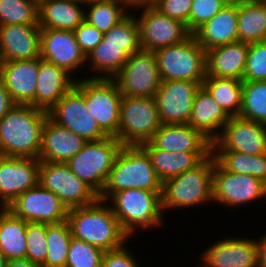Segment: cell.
<instances>
[{
	"instance_id": "50",
	"label": "cell",
	"mask_w": 266,
	"mask_h": 267,
	"mask_svg": "<svg viewBox=\"0 0 266 267\" xmlns=\"http://www.w3.org/2000/svg\"><path fill=\"white\" fill-rule=\"evenodd\" d=\"M5 267H41L27 259L8 260Z\"/></svg>"
},
{
	"instance_id": "26",
	"label": "cell",
	"mask_w": 266,
	"mask_h": 267,
	"mask_svg": "<svg viewBox=\"0 0 266 267\" xmlns=\"http://www.w3.org/2000/svg\"><path fill=\"white\" fill-rule=\"evenodd\" d=\"M249 44L234 42L206 51V77L235 78L243 81Z\"/></svg>"
},
{
	"instance_id": "48",
	"label": "cell",
	"mask_w": 266,
	"mask_h": 267,
	"mask_svg": "<svg viewBox=\"0 0 266 267\" xmlns=\"http://www.w3.org/2000/svg\"><path fill=\"white\" fill-rule=\"evenodd\" d=\"M16 105L0 79V120Z\"/></svg>"
},
{
	"instance_id": "53",
	"label": "cell",
	"mask_w": 266,
	"mask_h": 267,
	"mask_svg": "<svg viewBox=\"0 0 266 267\" xmlns=\"http://www.w3.org/2000/svg\"><path fill=\"white\" fill-rule=\"evenodd\" d=\"M7 261L6 255L0 250V265H6Z\"/></svg>"
},
{
	"instance_id": "28",
	"label": "cell",
	"mask_w": 266,
	"mask_h": 267,
	"mask_svg": "<svg viewBox=\"0 0 266 267\" xmlns=\"http://www.w3.org/2000/svg\"><path fill=\"white\" fill-rule=\"evenodd\" d=\"M85 4L72 0H38L41 29L74 31L84 20Z\"/></svg>"
},
{
	"instance_id": "7",
	"label": "cell",
	"mask_w": 266,
	"mask_h": 267,
	"mask_svg": "<svg viewBox=\"0 0 266 267\" xmlns=\"http://www.w3.org/2000/svg\"><path fill=\"white\" fill-rule=\"evenodd\" d=\"M122 147V143L116 137L108 136L101 140L87 141L66 164L99 196Z\"/></svg>"
},
{
	"instance_id": "41",
	"label": "cell",
	"mask_w": 266,
	"mask_h": 267,
	"mask_svg": "<svg viewBox=\"0 0 266 267\" xmlns=\"http://www.w3.org/2000/svg\"><path fill=\"white\" fill-rule=\"evenodd\" d=\"M104 253V250L72 237L66 267H101Z\"/></svg>"
},
{
	"instance_id": "17",
	"label": "cell",
	"mask_w": 266,
	"mask_h": 267,
	"mask_svg": "<svg viewBox=\"0 0 266 267\" xmlns=\"http://www.w3.org/2000/svg\"><path fill=\"white\" fill-rule=\"evenodd\" d=\"M203 82L162 81L154 98L162 124H187L196 92Z\"/></svg>"
},
{
	"instance_id": "5",
	"label": "cell",
	"mask_w": 266,
	"mask_h": 267,
	"mask_svg": "<svg viewBox=\"0 0 266 267\" xmlns=\"http://www.w3.org/2000/svg\"><path fill=\"white\" fill-rule=\"evenodd\" d=\"M215 158L211 153L193 169L185 171L162 184V210L196 208L212 200V174ZM203 203V204H202Z\"/></svg>"
},
{
	"instance_id": "9",
	"label": "cell",
	"mask_w": 266,
	"mask_h": 267,
	"mask_svg": "<svg viewBox=\"0 0 266 267\" xmlns=\"http://www.w3.org/2000/svg\"><path fill=\"white\" fill-rule=\"evenodd\" d=\"M161 125L154 97H122L118 140L123 146L149 142Z\"/></svg>"
},
{
	"instance_id": "29",
	"label": "cell",
	"mask_w": 266,
	"mask_h": 267,
	"mask_svg": "<svg viewBox=\"0 0 266 267\" xmlns=\"http://www.w3.org/2000/svg\"><path fill=\"white\" fill-rule=\"evenodd\" d=\"M238 6L226 5L193 35L207 51L238 41Z\"/></svg>"
},
{
	"instance_id": "18",
	"label": "cell",
	"mask_w": 266,
	"mask_h": 267,
	"mask_svg": "<svg viewBox=\"0 0 266 267\" xmlns=\"http://www.w3.org/2000/svg\"><path fill=\"white\" fill-rule=\"evenodd\" d=\"M40 160L0 155V209L39 184Z\"/></svg>"
},
{
	"instance_id": "44",
	"label": "cell",
	"mask_w": 266,
	"mask_h": 267,
	"mask_svg": "<svg viewBox=\"0 0 266 267\" xmlns=\"http://www.w3.org/2000/svg\"><path fill=\"white\" fill-rule=\"evenodd\" d=\"M225 6L222 0H193L189 15V32L193 35Z\"/></svg>"
},
{
	"instance_id": "23",
	"label": "cell",
	"mask_w": 266,
	"mask_h": 267,
	"mask_svg": "<svg viewBox=\"0 0 266 267\" xmlns=\"http://www.w3.org/2000/svg\"><path fill=\"white\" fill-rule=\"evenodd\" d=\"M39 58L0 62V79L16 104H29L35 98Z\"/></svg>"
},
{
	"instance_id": "24",
	"label": "cell",
	"mask_w": 266,
	"mask_h": 267,
	"mask_svg": "<svg viewBox=\"0 0 266 267\" xmlns=\"http://www.w3.org/2000/svg\"><path fill=\"white\" fill-rule=\"evenodd\" d=\"M86 140L47 117L42 131V145L38 159L66 163L86 144Z\"/></svg>"
},
{
	"instance_id": "2",
	"label": "cell",
	"mask_w": 266,
	"mask_h": 267,
	"mask_svg": "<svg viewBox=\"0 0 266 267\" xmlns=\"http://www.w3.org/2000/svg\"><path fill=\"white\" fill-rule=\"evenodd\" d=\"M67 222L72 237L104 251H112L129 242L111 207L104 200L68 209Z\"/></svg>"
},
{
	"instance_id": "37",
	"label": "cell",
	"mask_w": 266,
	"mask_h": 267,
	"mask_svg": "<svg viewBox=\"0 0 266 267\" xmlns=\"http://www.w3.org/2000/svg\"><path fill=\"white\" fill-rule=\"evenodd\" d=\"M72 234L67 220L47 224V256L41 267H66Z\"/></svg>"
},
{
	"instance_id": "6",
	"label": "cell",
	"mask_w": 266,
	"mask_h": 267,
	"mask_svg": "<svg viewBox=\"0 0 266 267\" xmlns=\"http://www.w3.org/2000/svg\"><path fill=\"white\" fill-rule=\"evenodd\" d=\"M162 81L203 82L207 75L206 50L194 35L184 42L154 52Z\"/></svg>"
},
{
	"instance_id": "20",
	"label": "cell",
	"mask_w": 266,
	"mask_h": 267,
	"mask_svg": "<svg viewBox=\"0 0 266 267\" xmlns=\"http://www.w3.org/2000/svg\"><path fill=\"white\" fill-rule=\"evenodd\" d=\"M40 45V57L43 60L65 69L72 76L77 69L80 72L79 68L87 66L86 56L73 31L41 29Z\"/></svg>"
},
{
	"instance_id": "16",
	"label": "cell",
	"mask_w": 266,
	"mask_h": 267,
	"mask_svg": "<svg viewBox=\"0 0 266 267\" xmlns=\"http://www.w3.org/2000/svg\"><path fill=\"white\" fill-rule=\"evenodd\" d=\"M212 151H237L249 155L266 153V125L240 116L230 117L212 142Z\"/></svg>"
},
{
	"instance_id": "52",
	"label": "cell",
	"mask_w": 266,
	"mask_h": 267,
	"mask_svg": "<svg viewBox=\"0 0 266 267\" xmlns=\"http://www.w3.org/2000/svg\"><path fill=\"white\" fill-rule=\"evenodd\" d=\"M225 5L229 6H240L241 4L245 3L248 0H222Z\"/></svg>"
},
{
	"instance_id": "43",
	"label": "cell",
	"mask_w": 266,
	"mask_h": 267,
	"mask_svg": "<svg viewBox=\"0 0 266 267\" xmlns=\"http://www.w3.org/2000/svg\"><path fill=\"white\" fill-rule=\"evenodd\" d=\"M243 81H266V41L249 44Z\"/></svg>"
},
{
	"instance_id": "31",
	"label": "cell",
	"mask_w": 266,
	"mask_h": 267,
	"mask_svg": "<svg viewBox=\"0 0 266 267\" xmlns=\"http://www.w3.org/2000/svg\"><path fill=\"white\" fill-rule=\"evenodd\" d=\"M238 41H266V0H248L238 6Z\"/></svg>"
},
{
	"instance_id": "46",
	"label": "cell",
	"mask_w": 266,
	"mask_h": 267,
	"mask_svg": "<svg viewBox=\"0 0 266 267\" xmlns=\"http://www.w3.org/2000/svg\"><path fill=\"white\" fill-rule=\"evenodd\" d=\"M73 32L85 56L103 40V33L85 20Z\"/></svg>"
},
{
	"instance_id": "10",
	"label": "cell",
	"mask_w": 266,
	"mask_h": 267,
	"mask_svg": "<svg viewBox=\"0 0 266 267\" xmlns=\"http://www.w3.org/2000/svg\"><path fill=\"white\" fill-rule=\"evenodd\" d=\"M265 198L266 182L247 174L226 171L215 160L212 174L213 202L235 209Z\"/></svg>"
},
{
	"instance_id": "36",
	"label": "cell",
	"mask_w": 266,
	"mask_h": 267,
	"mask_svg": "<svg viewBox=\"0 0 266 267\" xmlns=\"http://www.w3.org/2000/svg\"><path fill=\"white\" fill-rule=\"evenodd\" d=\"M212 154L224 170L247 174L266 182V153L249 155L237 151H212Z\"/></svg>"
},
{
	"instance_id": "35",
	"label": "cell",
	"mask_w": 266,
	"mask_h": 267,
	"mask_svg": "<svg viewBox=\"0 0 266 267\" xmlns=\"http://www.w3.org/2000/svg\"><path fill=\"white\" fill-rule=\"evenodd\" d=\"M85 7V21L102 33L108 32L130 13V8L118 0H92Z\"/></svg>"
},
{
	"instance_id": "34",
	"label": "cell",
	"mask_w": 266,
	"mask_h": 267,
	"mask_svg": "<svg viewBox=\"0 0 266 267\" xmlns=\"http://www.w3.org/2000/svg\"><path fill=\"white\" fill-rule=\"evenodd\" d=\"M202 85L229 117L239 116L242 108V81L235 78L206 77Z\"/></svg>"
},
{
	"instance_id": "40",
	"label": "cell",
	"mask_w": 266,
	"mask_h": 267,
	"mask_svg": "<svg viewBox=\"0 0 266 267\" xmlns=\"http://www.w3.org/2000/svg\"><path fill=\"white\" fill-rule=\"evenodd\" d=\"M38 24V0H0V25Z\"/></svg>"
},
{
	"instance_id": "1",
	"label": "cell",
	"mask_w": 266,
	"mask_h": 267,
	"mask_svg": "<svg viewBox=\"0 0 266 267\" xmlns=\"http://www.w3.org/2000/svg\"><path fill=\"white\" fill-rule=\"evenodd\" d=\"M48 112L29 104H16L0 120V155L37 158Z\"/></svg>"
},
{
	"instance_id": "19",
	"label": "cell",
	"mask_w": 266,
	"mask_h": 267,
	"mask_svg": "<svg viewBox=\"0 0 266 267\" xmlns=\"http://www.w3.org/2000/svg\"><path fill=\"white\" fill-rule=\"evenodd\" d=\"M199 255L196 267H258L257 238H221Z\"/></svg>"
},
{
	"instance_id": "21",
	"label": "cell",
	"mask_w": 266,
	"mask_h": 267,
	"mask_svg": "<svg viewBox=\"0 0 266 267\" xmlns=\"http://www.w3.org/2000/svg\"><path fill=\"white\" fill-rule=\"evenodd\" d=\"M40 40L38 24L0 25V62L39 58Z\"/></svg>"
},
{
	"instance_id": "38",
	"label": "cell",
	"mask_w": 266,
	"mask_h": 267,
	"mask_svg": "<svg viewBox=\"0 0 266 267\" xmlns=\"http://www.w3.org/2000/svg\"><path fill=\"white\" fill-rule=\"evenodd\" d=\"M131 12L108 32L103 33V41L107 45L120 47L129 57L141 50L139 25L134 10Z\"/></svg>"
},
{
	"instance_id": "32",
	"label": "cell",
	"mask_w": 266,
	"mask_h": 267,
	"mask_svg": "<svg viewBox=\"0 0 266 267\" xmlns=\"http://www.w3.org/2000/svg\"><path fill=\"white\" fill-rule=\"evenodd\" d=\"M27 222L7 208L0 209V250L8 260L26 259Z\"/></svg>"
},
{
	"instance_id": "4",
	"label": "cell",
	"mask_w": 266,
	"mask_h": 267,
	"mask_svg": "<svg viewBox=\"0 0 266 267\" xmlns=\"http://www.w3.org/2000/svg\"><path fill=\"white\" fill-rule=\"evenodd\" d=\"M162 184L141 146H123L98 198L107 201L114 193L130 188L162 192Z\"/></svg>"
},
{
	"instance_id": "33",
	"label": "cell",
	"mask_w": 266,
	"mask_h": 267,
	"mask_svg": "<svg viewBox=\"0 0 266 267\" xmlns=\"http://www.w3.org/2000/svg\"><path fill=\"white\" fill-rule=\"evenodd\" d=\"M129 56L120 47L101 41L87 56L86 64L94 75L88 78L113 79L124 67Z\"/></svg>"
},
{
	"instance_id": "27",
	"label": "cell",
	"mask_w": 266,
	"mask_h": 267,
	"mask_svg": "<svg viewBox=\"0 0 266 267\" xmlns=\"http://www.w3.org/2000/svg\"><path fill=\"white\" fill-rule=\"evenodd\" d=\"M229 118L208 90L201 85L196 92L191 116L187 124L193 129L199 130L213 142L219 136Z\"/></svg>"
},
{
	"instance_id": "11",
	"label": "cell",
	"mask_w": 266,
	"mask_h": 267,
	"mask_svg": "<svg viewBox=\"0 0 266 267\" xmlns=\"http://www.w3.org/2000/svg\"><path fill=\"white\" fill-rule=\"evenodd\" d=\"M39 184L55 194L68 209L87 206L99 199L66 163L40 161Z\"/></svg>"
},
{
	"instance_id": "47",
	"label": "cell",
	"mask_w": 266,
	"mask_h": 267,
	"mask_svg": "<svg viewBox=\"0 0 266 267\" xmlns=\"http://www.w3.org/2000/svg\"><path fill=\"white\" fill-rule=\"evenodd\" d=\"M126 244L116 250L105 251L101 267H140Z\"/></svg>"
},
{
	"instance_id": "3",
	"label": "cell",
	"mask_w": 266,
	"mask_h": 267,
	"mask_svg": "<svg viewBox=\"0 0 266 267\" xmlns=\"http://www.w3.org/2000/svg\"><path fill=\"white\" fill-rule=\"evenodd\" d=\"M161 195L162 192L130 188L114 193L106 201L110 202L109 206L129 241L137 235V230L159 228L164 224Z\"/></svg>"
},
{
	"instance_id": "54",
	"label": "cell",
	"mask_w": 266,
	"mask_h": 267,
	"mask_svg": "<svg viewBox=\"0 0 266 267\" xmlns=\"http://www.w3.org/2000/svg\"><path fill=\"white\" fill-rule=\"evenodd\" d=\"M72 1H76V2H80L82 4H88L89 2H91L92 0H72Z\"/></svg>"
},
{
	"instance_id": "8",
	"label": "cell",
	"mask_w": 266,
	"mask_h": 267,
	"mask_svg": "<svg viewBox=\"0 0 266 267\" xmlns=\"http://www.w3.org/2000/svg\"><path fill=\"white\" fill-rule=\"evenodd\" d=\"M75 86L83 93L88 113L109 137L118 139L122 95L113 79H76Z\"/></svg>"
},
{
	"instance_id": "22",
	"label": "cell",
	"mask_w": 266,
	"mask_h": 267,
	"mask_svg": "<svg viewBox=\"0 0 266 267\" xmlns=\"http://www.w3.org/2000/svg\"><path fill=\"white\" fill-rule=\"evenodd\" d=\"M74 77L65 69L39 57L35 98L29 105L49 112L75 86L77 78Z\"/></svg>"
},
{
	"instance_id": "51",
	"label": "cell",
	"mask_w": 266,
	"mask_h": 267,
	"mask_svg": "<svg viewBox=\"0 0 266 267\" xmlns=\"http://www.w3.org/2000/svg\"><path fill=\"white\" fill-rule=\"evenodd\" d=\"M118 1L125 3L130 8V10L151 3V0H118Z\"/></svg>"
},
{
	"instance_id": "25",
	"label": "cell",
	"mask_w": 266,
	"mask_h": 267,
	"mask_svg": "<svg viewBox=\"0 0 266 267\" xmlns=\"http://www.w3.org/2000/svg\"><path fill=\"white\" fill-rule=\"evenodd\" d=\"M150 142L170 152H212V142L188 124H162Z\"/></svg>"
},
{
	"instance_id": "15",
	"label": "cell",
	"mask_w": 266,
	"mask_h": 267,
	"mask_svg": "<svg viewBox=\"0 0 266 267\" xmlns=\"http://www.w3.org/2000/svg\"><path fill=\"white\" fill-rule=\"evenodd\" d=\"M7 209L26 222L54 224L67 220L68 208L40 184L20 194Z\"/></svg>"
},
{
	"instance_id": "14",
	"label": "cell",
	"mask_w": 266,
	"mask_h": 267,
	"mask_svg": "<svg viewBox=\"0 0 266 267\" xmlns=\"http://www.w3.org/2000/svg\"><path fill=\"white\" fill-rule=\"evenodd\" d=\"M48 117L86 141H96L108 137L100 129L97 121L88 113L84 95L76 86L49 110Z\"/></svg>"
},
{
	"instance_id": "42",
	"label": "cell",
	"mask_w": 266,
	"mask_h": 267,
	"mask_svg": "<svg viewBox=\"0 0 266 267\" xmlns=\"http://www.w3.org/2000/svg\"><path fill=\"white\" fill-rule=\"evenodd\" d=\"M26 236V259L42 266L47 256V224L27 222Z\"/></svg>"
},
{
	"instance_id": "12",
	"label": "cell",
	"mask_w": 266,
	"mask_h": 267,
	"mask_svg": "<svg viewBox=\"0 0 266 267\" xmlns=\"http://www.w3.org/2000/svg\"><path fill=\"white\" fill-rule=\"evenodd\" d=\"M135 9L142 10L140 15L136 14L142 50L155 52L160 48L184 42L192 35L185 23L161 14L151 4L132 10Z\"/></svg>"
},
{
	"instance_id": "45",
	"label": "cell",
	"mask_w": 266,
	"mask_h": 267,
	"mask_svg": "<svg viewBox=\"0 0 266 267\" xmlns=\"http://www.w3.org/2000/svg\"><path fill=\"white\" fill-rule=\"evenodd\" d=\"M193 0H151V5L161 14L180 20L189 31V15Z\"/></svg>"
},
{
	"instance_id": "49",
	"label": "cell",
	"mask_w": 266,
	"mask_h": 267,
	"mask_svg": "<svg viewBox=\"0 0 266 267\" xmlns=\"http://www.w3.org/2000/svg\"><path fill=\"white\" fill-rule=\"evenodd\" d=\"M258 267H266V232L257 239Z\"/></svg>"
},
{
	"instance_id": "30",
	"label": "cell",
	"mask_w": 266,
	"mask_h": 267,
	"mask_svg": "<svg viewBox=\"0 0 266 267\" xmlns=\"http://www.w3.org/2000/svg\"><path fill=\"white\" fill-rule=\"evenodd\" d=\"M148 154L151 164L162 183L193 169L212 152H170L156 148L150 141L140 145Z\"/></svg>"
},
{
	"instance_id": "39",
	"label": "cell",
	"mask_w": 266,
	"mask_h": 267,
	"mask_svg": "<svg viewBox=\"0 0 266 267\" xmlns=\"http://www.w3.org/2000/svg\"><path fill=\"white\" fill-rule=\"evenodd\" d=\"M242 108L239 116L266 125V81H242Z\"/></svg>"
},
{
	"instance_id": "13",
	"label": "cell",
	"mask_w": 266,
	"mask_h": 267,
	"mask_svg": "<svg viewBox=\"0 0 266 267\" xmlns=\"http://www.w3.org/2000/svg\"><path fill=\"white\" fill-rule=\"evenodd\" d=\"M113 80L123 97H154L162 82L154 52L133 53Z\"/></svg>"
}]
</instances>
